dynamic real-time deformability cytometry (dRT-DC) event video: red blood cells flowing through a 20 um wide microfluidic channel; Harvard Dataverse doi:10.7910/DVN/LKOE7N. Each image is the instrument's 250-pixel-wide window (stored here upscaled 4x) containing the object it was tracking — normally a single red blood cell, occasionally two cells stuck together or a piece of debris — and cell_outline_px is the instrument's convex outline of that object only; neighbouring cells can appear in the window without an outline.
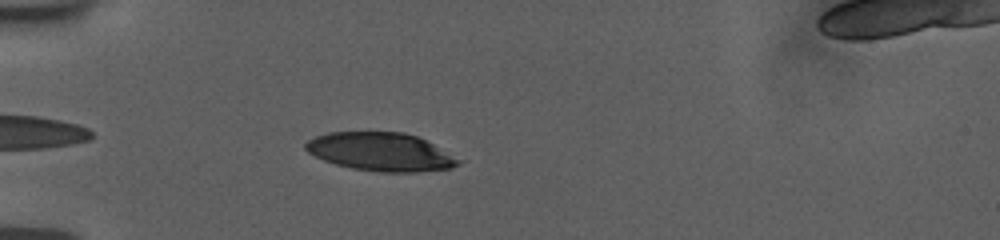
{"species": "human", "species_latin": "Homo sapiens", "temperature_condition": "room temperature", "stored_images_in_passage": 42, "camera_frame_rate_fps": 3000, "um_per_image_px": 0.085, "donor": {"sex": "female"}, "frame": {"image": 1, "passage_image": 4, "time_ms": 1.0, "image_size_px": [1000, 240], "cell_outline_px": [[464, 160], [460, 164], [452, 168], [416, 172], [376, 172], [352, 168], [336, 164], [324, 160], [308, 152], [304, 148], [304, 144], [308, 140], [316, 136], [328, 132], [404, 132], [416, 136]], "centroid_in_image_um": [32.38, 12.91], "position_along_channel_um": 52.6, "area_um2": 34.16}}
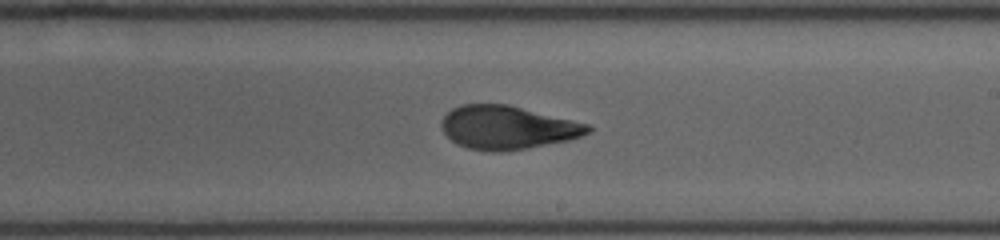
{"frame": {"image": 2, "passage_image": 21, "time_ms": 6.667, "image_size_px": [1000, 240], "cell_outline_px": [[592, 128], [588, 132], [580, 136], [568, 140], [528, 148], [500, 152], [488, 152], [468, 148], [456, 144], [444, 132], [440, 124], [444, 116], [452, 108], [460, 104], [508, 104], [588, 124]], "centroid_in_image_um": [43.09, 10.84], "position_along_channel_um": 245.9, "area_um2": 36.93}}
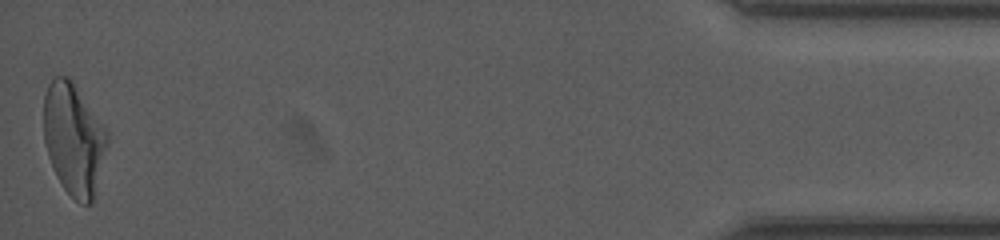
{"frame": {"image": 3, "passage_image": 42, "time_ms": 13.667, "image_size_px": [1000, 240], "cell_outline_px": [[108, 144], [92, 200], [88, 204], [80, 204], [64, 188], [56, 176], [52, 168], [48, 156], [44, 140], [44, 96], [48, 84], [56, 76], [68, 76], [72, 80], [108, 132]], "centroid_in_image_um": [6.25, 11.8], "position_along_channel_um": 429.0, "area_um2": 40.98}, "authors_computed_cell_mechanics": {"area_um2": 37.281, "velocity_mm_per_s": 3.7762, "shape_relaxation_time_tau1_ms": 9.4408, "shape_relaxation_time_tau2_ms": 1.2448, "deformation_change_tau1": 0.2735, "deformation_change_tau2": 0.0749}}